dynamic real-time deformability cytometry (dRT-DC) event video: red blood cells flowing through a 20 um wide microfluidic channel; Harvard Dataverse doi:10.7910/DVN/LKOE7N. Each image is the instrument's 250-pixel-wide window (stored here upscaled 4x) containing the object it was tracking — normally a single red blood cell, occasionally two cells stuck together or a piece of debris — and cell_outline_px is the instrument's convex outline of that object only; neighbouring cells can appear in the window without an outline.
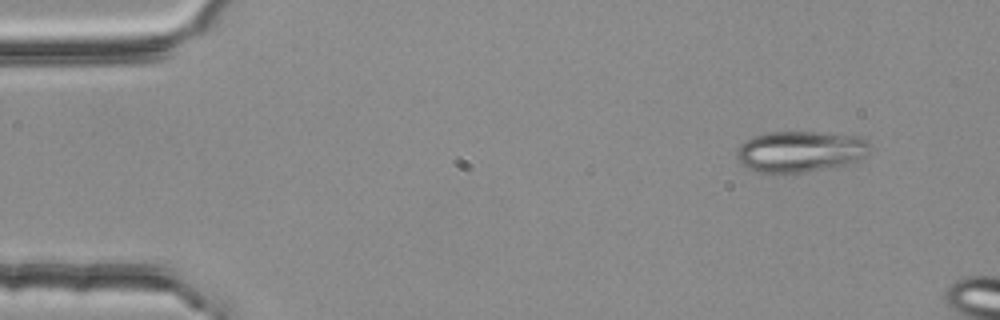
{"species": "common noctule bat (a hibernating species)", "species_latin": "Nyctalus noctula", "temperature_condition": "room temperature", "stored_images_in_passage": 3, "camera_frame_rate_fps": 3000, "um_per_image_px": 0.085, "animal": {"sex": "female", "body_mass_g": 25.1}, "frame": {"image": 1, "passage_image": 1, "time_ms": 0.0, "image_size_px": [1000, 320], "cell_outline_px": [[872, 148], [864, 156], [856, 160], [844, 164], [800, 172], [760, 172], [748, 168], [740, 164], [736, 156], [736, 148], [744, 140], [752, 136], [768, 132], [812, 132], [860, 136]], "centroid_in_image_um": [67.94, 12.85], "position_along_channel_um": 17.1, "area_um2": 31.5}}